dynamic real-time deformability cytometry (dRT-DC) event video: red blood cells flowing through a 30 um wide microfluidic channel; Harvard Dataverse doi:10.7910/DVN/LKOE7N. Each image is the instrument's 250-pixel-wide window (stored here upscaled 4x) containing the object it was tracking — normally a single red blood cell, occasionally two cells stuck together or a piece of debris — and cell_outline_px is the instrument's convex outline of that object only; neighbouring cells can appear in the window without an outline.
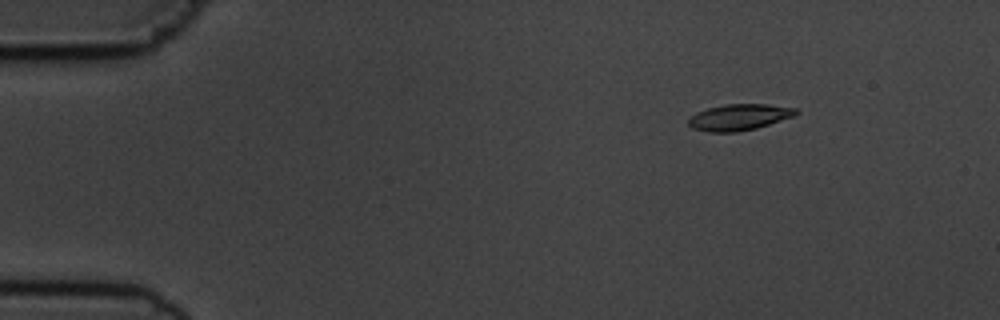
{"species": "common noctule bat (a hibernating species)", "species_latin": "Nyctalus noctula", "temperature_condition": "cold", "stored_images_in_passage": 5, "camera_frame_rate_fps": 3000, "um_per_image_px": 0.085, "animal": {"sex": "male", "body_mass_g": 19.5, "forearm_length_mm": 54.6}, "frame": {"image": 1, "passage_image": 3, "time_ms": 2.333, "image_size_px": [1000, 320], "cell_outline_px": [[800, 112], [792, 116], [756, 128], [736, 132], [708, 132], [692, 128], [688, 124], [688, 120], [696, 112], [708, 108], [724, 104], [768, 104], [796, 108]], "centroid_in_image_um": [62.8, 9.95], "position_along_channel_um": 22.2, "area_um2": 16.3}}